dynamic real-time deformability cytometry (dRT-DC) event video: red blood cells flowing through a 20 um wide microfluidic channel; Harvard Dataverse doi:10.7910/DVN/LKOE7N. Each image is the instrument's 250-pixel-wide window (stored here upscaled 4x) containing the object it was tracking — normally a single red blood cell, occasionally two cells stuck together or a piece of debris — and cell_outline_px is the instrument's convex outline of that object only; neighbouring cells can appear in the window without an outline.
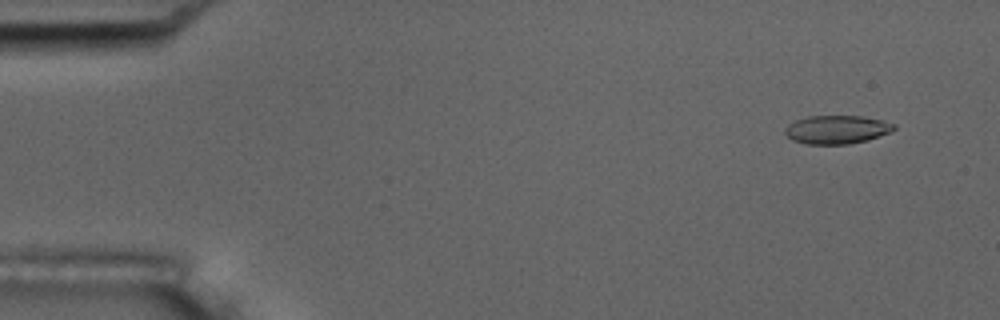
{"species": "common noctule bat (a hibernating species)", "species_latin": "Nyctalus noctula", "temperature_condition": "room temperature", "stored_images_in_passage": 54, "camera_frame_rate_fps": 3000, "um_per_image_px": 0.085, "animal": {"sex": "male", "body_mass_g": 17.5, "forearm_length_mm": 52.3}, "frame": {"image": 1, "passage_image": 4, "time_ms": 1.0, "image_size_px": [1000, 320], "cell_outline_px": [[896, 128], [892, 132], [868, 140], [848, 144], [804, 144], [792, 140], [784, 132], [784, 128], [788, 124], [796, 120], [808, 116], [864, 116], [884, 120], [896, 124]], "centroid_in_image_um": [71.16, 11.01], "position_along_channel_um": 13.8, "area_um2": 18.32}}
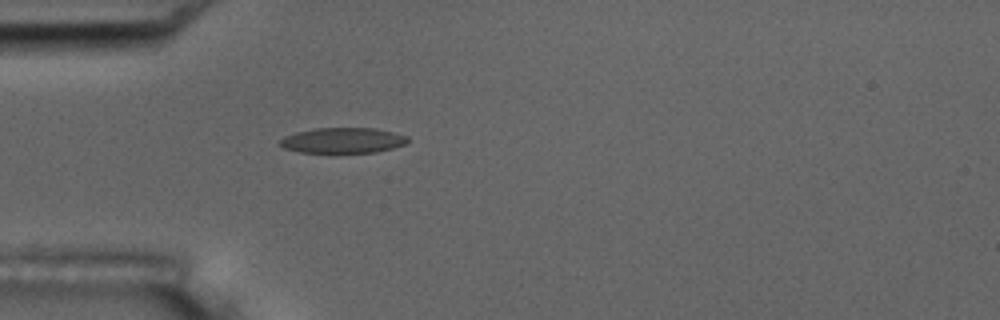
{"frame": {"image": 2, "passage_image": 16, "time_ms": 5.0, "image_size_px": [1000, 320], "cell_outline_px": [[408, 140], [404, 144], [392, 148], [376, 152], [300, 152], [284, 148], [276, 144], [284, 136], [296, 132], [312, 128], [376, 128], [408, 136]], "centroid_in_image_um": [29.09, 11.92], "position_along_channel_um": 55.9, "area_um2": 18.9}}
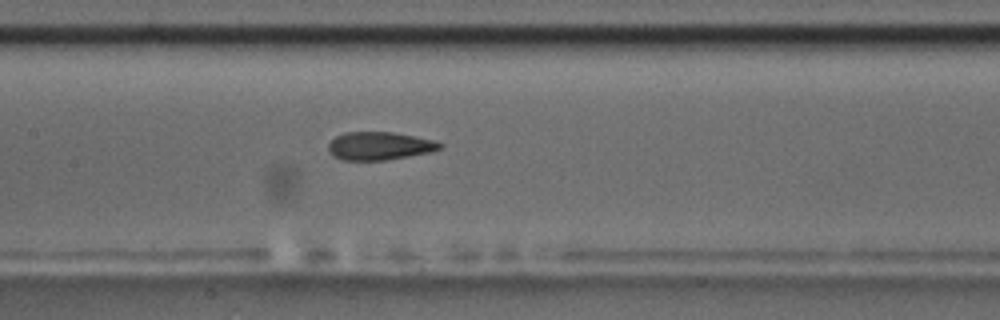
{"frame": {"image": 3, "passage_image": 26, "time_ms": 8.333, "image_size_px": [1000, 320], "cell_outline_px": [[444, 148], [432, 152], [384, 160], [344, 160], [336, 156], [328, 148], [328, 144], [336, 136], [344, 132], [392, 132], [432, 140], [444, 144]], "centroid_in_image_um": [32.3, 12.4], "position_along_channel_um": 175.1, "area_um2": 18.03}, "authors_computed_cell_mechanics": {"area_um2": 18.785, "velocity_mm_per_s": 3.7418, "shape_relaxation_time_tau1_ms": null, "shape_relaxation_time_tau2_ms": 1.9213, "deformation_change_tau1": null, "deformation_change_tau2": 0.1066}}